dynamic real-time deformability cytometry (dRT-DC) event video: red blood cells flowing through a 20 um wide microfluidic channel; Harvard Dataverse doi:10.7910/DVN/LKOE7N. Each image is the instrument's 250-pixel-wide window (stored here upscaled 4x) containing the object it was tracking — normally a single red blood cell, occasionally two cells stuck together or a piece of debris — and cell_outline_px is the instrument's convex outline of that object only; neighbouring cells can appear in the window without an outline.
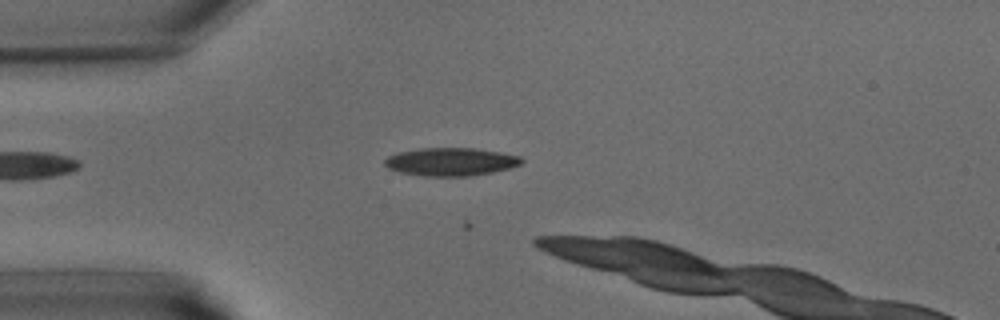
{"species": "common noctule bat (a hibernating species)", "species_latin": "Nyctalus noctula", "temperature_condition": "warm", "stored_images_in_passage": 7, "camera_frame_rate_fps": 3000, "um_per_image_px": 0.085, "animal": {"sex": "male", "body_mass_g": 15.6}, "frame": {"image": 1, "passage_image": 2, "time_ms": 0.333, "image_size_px": [1000, 320], "cell_outline_px": [[524, 160], [520, 164], [508, 168], [492, 172], [468, 176], [424, 176], [400, 172], [388, 168], [384, 164], [384, 160], [388, 156], [396, 152], [416, 148], [476, 148], [500, 152], [520, 156]], "centroid_in_image_um": [38.28, 13.74], "position_along_channel_um": 46.7, "area_um2": 22.43}}